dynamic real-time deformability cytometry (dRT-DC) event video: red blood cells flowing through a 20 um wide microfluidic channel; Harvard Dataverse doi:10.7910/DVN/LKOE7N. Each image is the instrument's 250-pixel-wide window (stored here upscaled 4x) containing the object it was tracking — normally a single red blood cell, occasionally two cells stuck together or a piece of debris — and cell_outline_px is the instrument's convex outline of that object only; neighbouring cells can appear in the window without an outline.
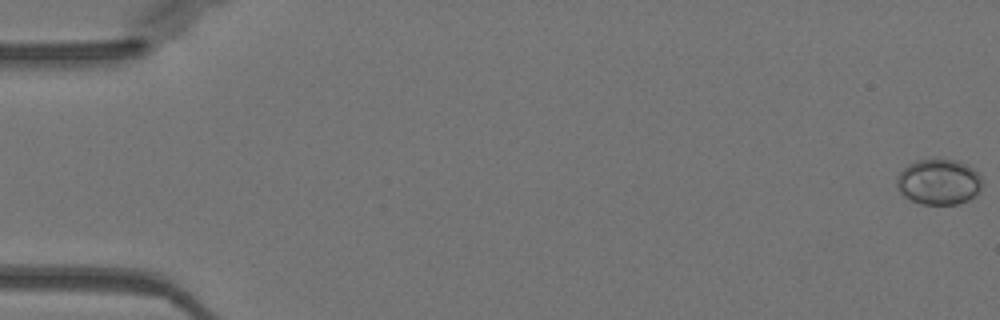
{"species": "Egyptian fruit bat (a non-hibernating species)", "species_latin": "Rousettus aegyptiacus", "temperature_condition": "warm", "stored_images_in_passage": 52, "camera_frame_rate_fps": 3000, "um_per_image_px": 0.085, "animal": {"sex": "female"}, "frame": {"image": 1, "passage_image": 1, "time_ms": 0.0, "image_size_px": [1000, 320], "cell_outline_px": [[980, 188], [968, 200], [956, 204], [920, 204], [904, 196], [900, 192], [896, 184], [896, 176], [908, 164], [916, 160], [936, 156], [940, 156], [956, 160], [968, 164], [980, 176]], "centroid_in_image_um": [79.74, 15.4], "position_along_channel_um": 5.3, "area_um2": 23.06}}
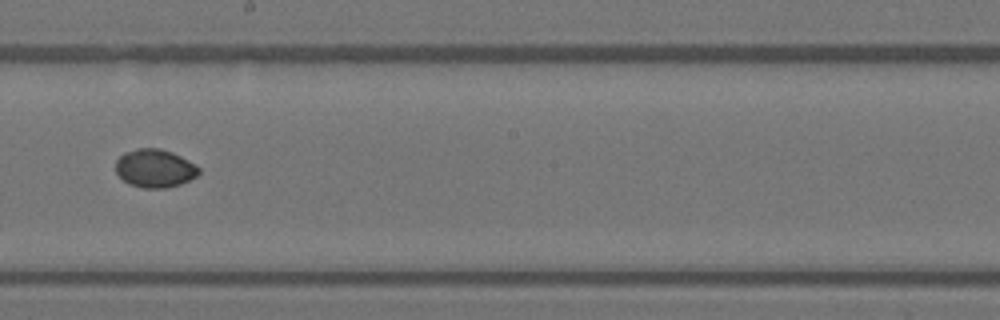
{"frame": {"image": 2, "passage_image": 30, "time_ms": 9.667, "image_size_px": [1000, 320], "cell_outline_px": [[200, 172], [196, 176], [180, 184], [164, 188], [144, 188], [128, 184], [116, 172], [116, 160], [124, 152], [136, 148], [160, 148], [172, 152], [188, 160], [200, 168]], "centroid_in_image_um": [13.15, 14.3], "position_along_channel_um": 235.1, "area_um2": 18.5}}
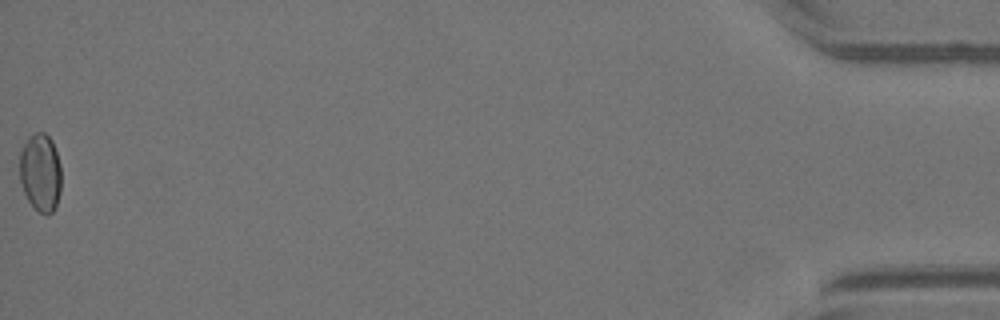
{"frame": {"image": 3, "passage_image": 52, "time_ms": 17.0, "image_size_px": [1000, 320], "cell_outline_px": [[60, 192], [56, 204], [52, 212], [40, 212], [28, 200], [24, 192], [20, 180], [20, 152], [24, 144], [36, 132], [44, 132], [52, 140], [60, 164]], "centroid_in_image_um": [3.44, 14.64], "position_along_channel_um": 431.8, "area_um2": 18.5}, "authors_computed_cell_mechanics": {"area_um2": 18.6116, "velocity_mm_per_s": 4.0294, "shape_relaxation_time_tau1_ms": 6.2534, "shape_relaxation_time_tau2_ms": 1.9383, "deformation_change_tau1": 0.0598, "deformation_change_tau2": 0.0224}}